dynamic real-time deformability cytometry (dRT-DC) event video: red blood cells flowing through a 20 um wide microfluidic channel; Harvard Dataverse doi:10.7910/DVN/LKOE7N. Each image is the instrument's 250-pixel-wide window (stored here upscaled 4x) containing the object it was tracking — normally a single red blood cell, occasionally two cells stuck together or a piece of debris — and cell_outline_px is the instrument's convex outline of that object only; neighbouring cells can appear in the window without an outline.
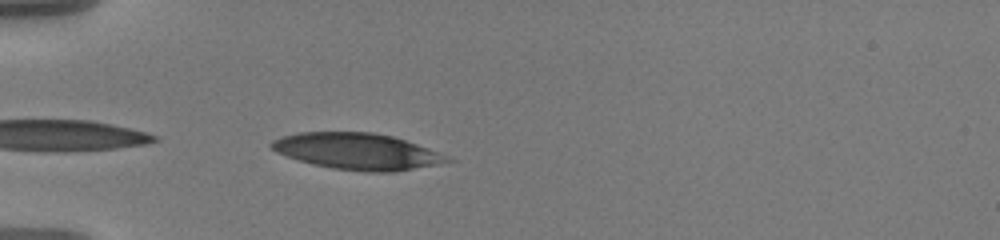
{"species": "human", "species_latin": "Homo sapiens", "temperature_condition": "warm", "stored_images_in_passage": 23, "camera_frame_rate_fps": 3000, "um_per_image_px": 0.085, "donor": {"sex": "male"}, "frame": {"image": 1, "passage_image": 1, "time_ms": 0.0, "image_size_px": [1000, 240], "cell_outline_px": [[456, 160], [392, 172], [368, 172], [332, 168], [312, 164], [276, 152], [268, 144], [272, 140], [280, 136], [300, 132], [372, 132], [392, 136], [428, 148], [448, 156]], "centroid_in_image_um": [30.32, 12.86], "position_along_channel_um": 54.7, "area_um2": 36.93}}
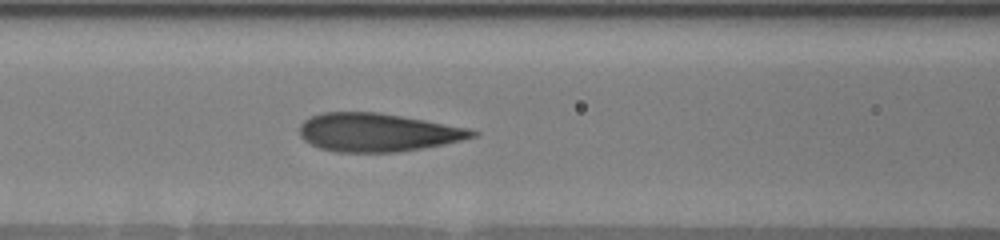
{"frame": {"image": 2, "passage_image": 9, "time_ms": 2.667, "image_size_px": [1000, 240], "cell_outline_px": [[480, 132], [476, 136], [444, 144], [396, 152], [336, 152], [320, 148], [304, 140], [300, 136], [300, 124], [304, 120], [320, 112], [380, 112], [468, 128]], "centroid_in_image_um": [32.06, 11.25], "position_along_channel_um": 134.5, "area_um2": 38.38}}
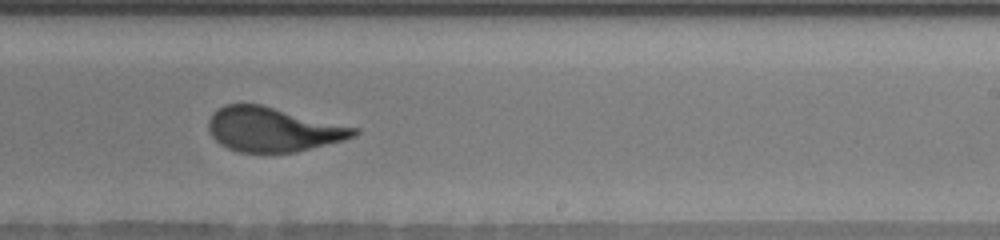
{"frame": {"image": 3, "passage_image": 20, "time_ms": 6.333, "image_size_px": [1000, 240], "cell_outline_px": [[360, 132], [356, 136], [344, 140], [296, 152], [240, 152], [228, 148], [220, 144], [212, 136], [208, 128], [208, 120], [212, 112], [224, 104], [260, 104], [360, 128]], "centroid_in_image_um": [23.21, 10.99], "position_along_channel_um": 265.8, "area_um2": 37.74}}